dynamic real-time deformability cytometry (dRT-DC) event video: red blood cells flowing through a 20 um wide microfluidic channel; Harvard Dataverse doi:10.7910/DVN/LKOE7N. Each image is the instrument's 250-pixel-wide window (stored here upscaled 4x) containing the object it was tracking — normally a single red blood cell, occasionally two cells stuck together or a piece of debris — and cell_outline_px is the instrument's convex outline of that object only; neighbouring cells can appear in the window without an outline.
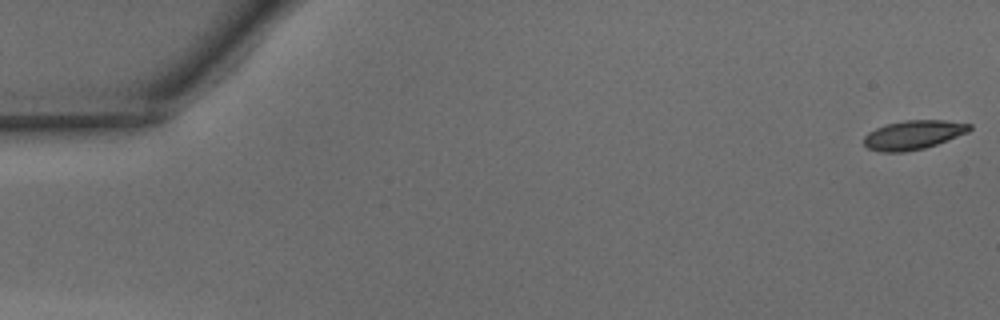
{"species": "common noctule bat (a hibernating species)", "species_latin": "Nyctalus noctula", "temperature_condition": "warm", "stored_images_in_passage": 45, "camera_frame_rate_fps": 3000, "um_per_image_px": 0.085, "animal": {"sex": "male", "body_mass_g": 15.6}, "frame": {"image": 1, "passage_image": 1, "time_ms": 0.0, "image_size_px": [1000, 320], "cell_outline_px": [[972, 128], [968, 132], [936, 144], [924, 148], [904, 152], [880, 152], [868, 148], [864, 144], [864, 136], [868, 132], [884, 124], [904, 120], [944, 120], [972, 124]], "centroid_in_image_um": [77.61, 11.46], "position_along_channel_um": 7.4, "area_um2": 17.92}}
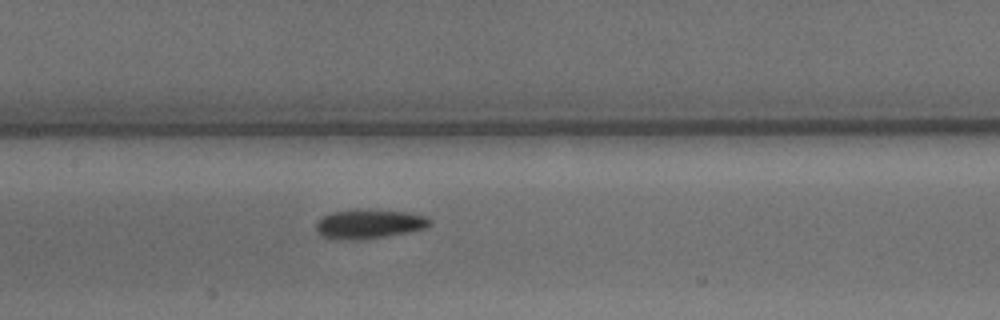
{"frame": {"image": 2, "passage_image": 24, "time_ms": 7.667, "image_size_px": [1000, 320], "cell_outline_px": [[432, 224], [424, 228], [408, 232], [360, 240], [336, 240], [320, 236], [316, 232], [316, 224], [324, 216], [332, 212], [404, 212], [424, 216], [432, 220]], "centroid_in_image_um": [31.34, 19.1], "position_along_channel_um": 176.1, "area_um2": 18.5}}
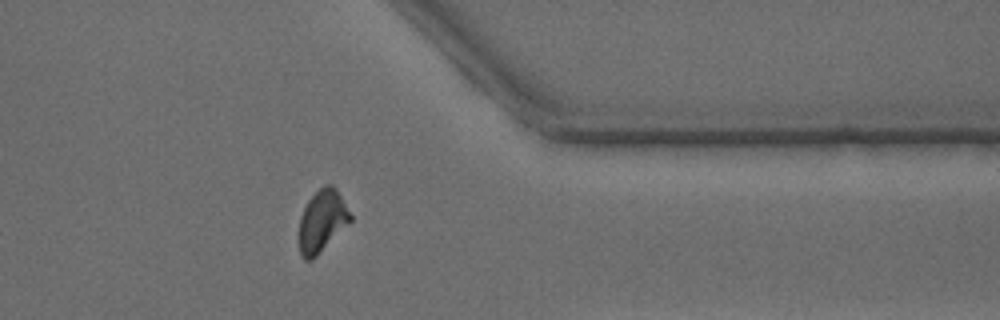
{"frame": {"image": 3, "passage_image": 40, "time_ms": 13.0, "image_size_px": [1000, 320], "cell_outline_px": [[352, 220], [312, 260], [304, 260], [300, 252], [300, 216], [308, 200], [324, 184], [332, 184], [336, 188], [352, 216]], "centroid_in_image_um": [27.38, 18.77], "position_along_channel_um": 384.0, "area_um2": 18.21}}